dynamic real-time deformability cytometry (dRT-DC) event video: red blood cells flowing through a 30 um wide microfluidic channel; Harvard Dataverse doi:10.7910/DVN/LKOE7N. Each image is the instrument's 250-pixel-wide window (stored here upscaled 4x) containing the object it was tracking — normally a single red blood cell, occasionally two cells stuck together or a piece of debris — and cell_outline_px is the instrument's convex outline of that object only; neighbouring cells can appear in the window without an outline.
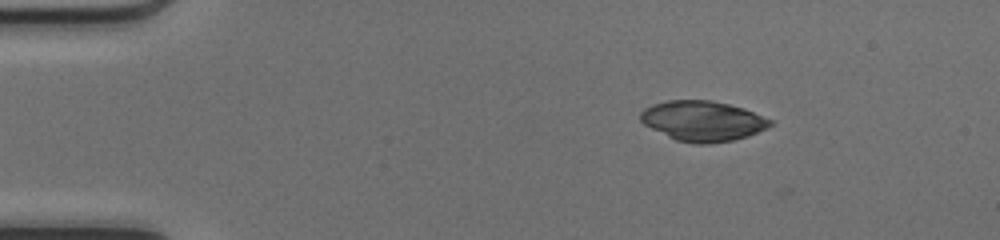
{"species": "common noctule bat (a hibernating species)", "species_latin": "Nyctalus noctula", "temperature_condition": "cold", "stored_images_in_passage": 42, "camera_frame_rate_fps": 3000, "um_per_image_px": 0.085, "animal": {"sex": "female", "body_mass_g": 17.0, "forearm_length_mm": 48.0}, "frame": {"image": 1, "passage_image": 1, "time_ms": 0.0, "image_size_px": [1000, 240], "cell_outline_px": [[772, 124], [768, 128], [748, 136], [732, 140], [712, 144], [696, 144], [676, 140], [644, 124], [640, 120], [640, 112], [644, 108], [652, 104], [668, 100], [712, 100], [744, 108], [772, 120]], "centroid_in_image_um": [59.73, 10.28], "position_along_channel_um": 25.3, "area_um2": 30.4}}